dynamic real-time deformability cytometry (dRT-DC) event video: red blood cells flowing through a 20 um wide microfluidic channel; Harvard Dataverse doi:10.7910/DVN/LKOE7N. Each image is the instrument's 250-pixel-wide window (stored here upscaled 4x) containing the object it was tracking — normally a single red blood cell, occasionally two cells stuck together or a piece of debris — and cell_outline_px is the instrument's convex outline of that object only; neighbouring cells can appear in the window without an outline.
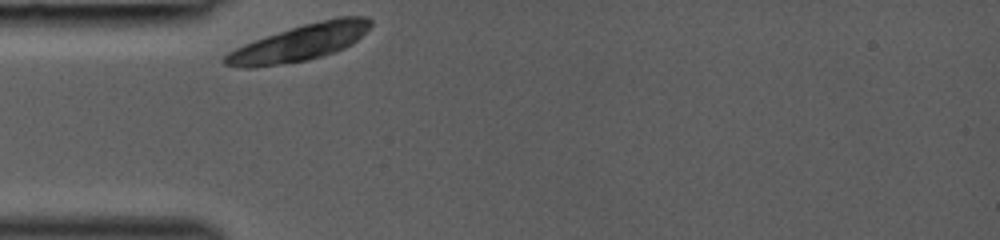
{"species": "common noctule bat (a hibernating species)", "species_latin": "Nyctalus noctula", "temperature_condition": "room temperature", "stored_images_in_passage": 27, "camera_frame_rate_fps": 3000, "um_per_image_px": 0.085, "animal": {"sex": "female", "body_mass_g": 19.0, "forearm_length_mm": 53.3}, "frame": {"image": 1, "passage_image": 1, "time_ms": 0.0, "image_size_px": [1000, 240], "cell_outline_px": [[372, 24], [352, 44], [344, 48], [308, 60], [252, 68], [244, 68], [224, 64], [220, 60], [228, 52], [244, 44], [304, 24], [336, 16], [364, 16], [372, 20]], "centroid_in_image_um": [25.46, 3.63], "position_along_channel_um": 59.5, "area_um2": 30.35}}
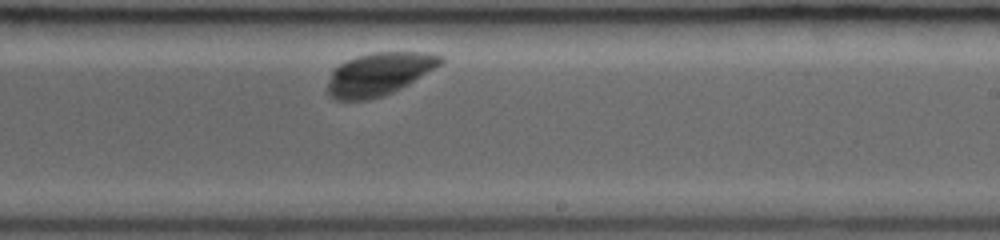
{"frame": {"image": 2, "passage_image": 16, "time_ms": 5.0, "image_size_px": [1000, 240], "cell_outline_px": [[444, 64], [408, 84], [392, 92], [368, 100], [336, 100], [328, 96], [328, 84], [332, 68], [356, 56], [372, 52], [424, 52], [444, 56]], "centroid_in_image_um": [32.23, 6.28], "position_along_channel_um": 256.8, "area_um2": 28.32}}
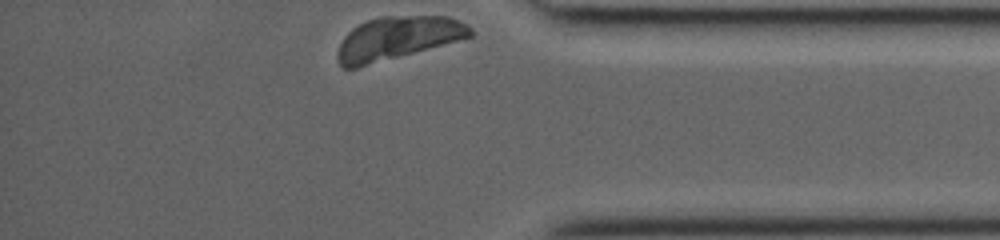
{"frame": {"image": 3, "passage_image": 27, "time_ms": 8.667, "image_size_px": [1000, 240], "cell_outline_px": [[472, 36], [356, 68], [344, 68], [340, 64], [336, 56], [336, 52], [344, 36], [352, 28], [368, 20], [380, 16], [448, 16], [468, 24], [472, 28]], "centroid_in_image_um": [33.76, 3.23], "position_along_channel_um": 401.4, "area_um2": 32.89}}